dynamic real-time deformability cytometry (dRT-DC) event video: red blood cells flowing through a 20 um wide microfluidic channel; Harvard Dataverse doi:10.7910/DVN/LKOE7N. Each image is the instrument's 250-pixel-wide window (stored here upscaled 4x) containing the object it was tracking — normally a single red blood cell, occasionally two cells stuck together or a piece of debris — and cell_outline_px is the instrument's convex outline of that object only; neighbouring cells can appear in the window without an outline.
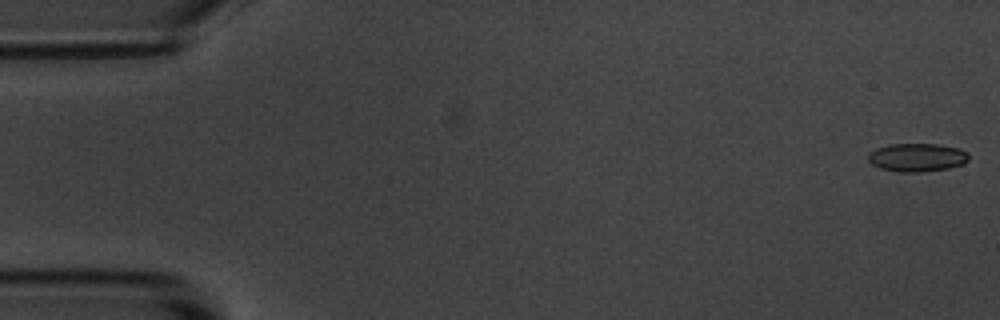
{"species": "common noctule bat (a hibernating species)", "species_latin": "Nyctalus noctula", "temperature_condition": "room temperature", "stored_images_in_passage": 55, "camera_frame_rate_fps": 3000, "um_per_image_px": 0.085, "animal": {"sex": "male", "body_mass_g": 20.1, "forearm_length_mm": 53.5}, "frame": {"image": 1, "passage_image": 1, "time_ms": 0.0, "image_size_px": [1000, 320], "cell_outline_px": [[968, 160], [964, 164], [948, 168], [924, 172], [900, 172], [880, 168], [872, 164], [868, 160], [868, 152], [876, 148], [888, 144], [940, 144], [960, 148], [968, 152]], "centroid_in_image_um": [77.96, 13.37], "position_along_channel_um": 7.0, "area_um2": 16.82}}
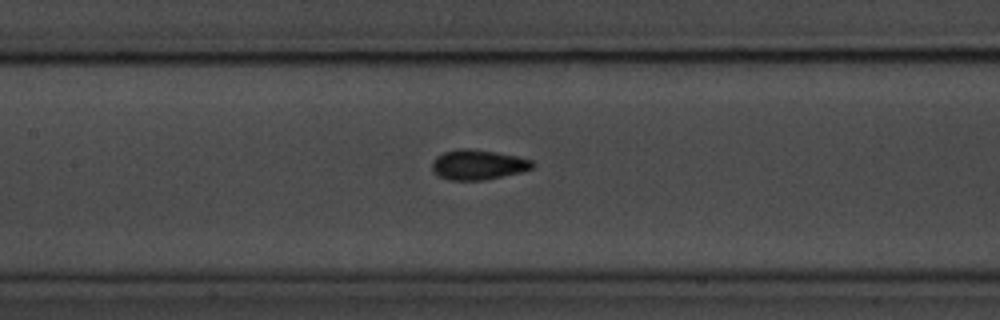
{"frame": {"image": 2, "passage_image": 25, "time_ms": 8.0, "image_size_px": [1000, 320], "cell_outline_px": [[536, 164], [532, 168], [520, 172], [484, 180], [448, 180], [436, 176], [432, 172], [432, 160], [436, 156], [444, 152], [460, 148], [468, 148], [496, 152], [516, 156], [532, 160]], "centroid_in_image_um": [40.58, 14.0], "position_along_channel_um": 166.8, "area_um2": 17.69}}
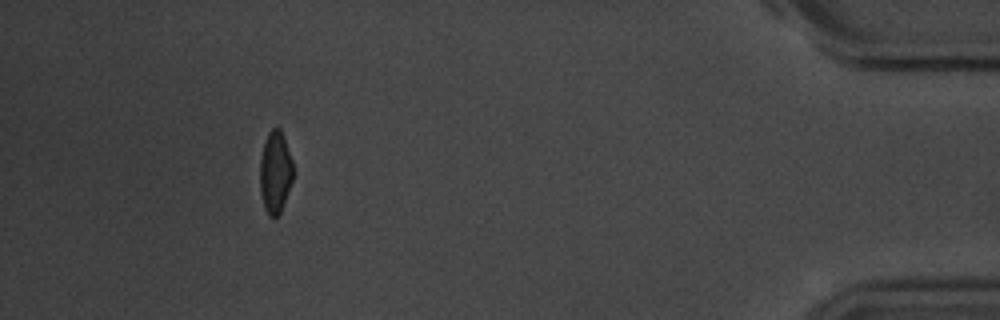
{"frame": {"image": 3, "passage_image": 50, "time_ms": 16.333, "image_size_px": [1000, 320], "cell_outline_px": [[292, 180], [280, 212], [276, 216], [268, 216], [264, 208], [260, 192], [260, 160], [264, 144], [268, 132], [276, 124], [280, 128], [292, 160]], "centroid_in_image_um": [23.37, 14.61], "position_along_channel_um": 411.8, "area_um2": 15.66}, "authors_computed_cell_mechanics": {"area_um2": 16.8776, "velocity_mm_per_s": 3.685, "shape_relaxation_time_tau1_ms": 2.5302, "shape_relaxation_time_tau2_ms": 2.92, "deformation_change_tau1": 0.0805, "deformation_change_tau2": 0.0539}}